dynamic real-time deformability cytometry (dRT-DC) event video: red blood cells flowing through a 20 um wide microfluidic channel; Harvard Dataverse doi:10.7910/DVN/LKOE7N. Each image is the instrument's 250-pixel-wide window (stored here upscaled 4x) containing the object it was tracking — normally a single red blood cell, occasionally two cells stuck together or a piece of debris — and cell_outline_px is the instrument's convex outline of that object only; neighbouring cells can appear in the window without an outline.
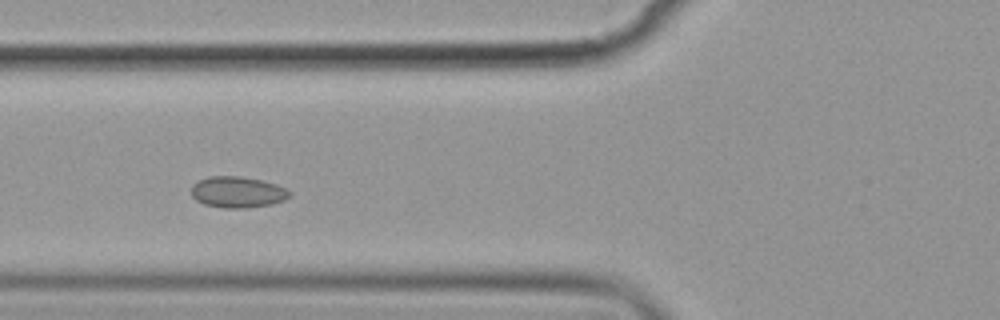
{"species": "common noctule bat (a hibernating species)", "species_latin": "Nyctalus noctula", "temperature_condition": "cold", "stored_images_in_passage": 6, "camera_frame_rate_fps": 3000, "um_per_image_px": 0.085, "animal": {"sex": "female", "body_mass_g": 19.9}, "frame": {"image": 1, "passage_image": 5, "time_ms": 5.0, "image_size_px": [1000, 320], "cell_outline_px": [[292, 196], [284, 200], [272, 204], [244, 208], [224, 208], [204, 204], [196, 200], [192, 196], [192, 184], [196, 180], [208, 176], [236, 176], [260, 180], [276, 184], [292, 192]], "centroid_in_image_um": [20.18, 16.33], "position_along_channel_um": 105.6, "area_um2": 17.92}}
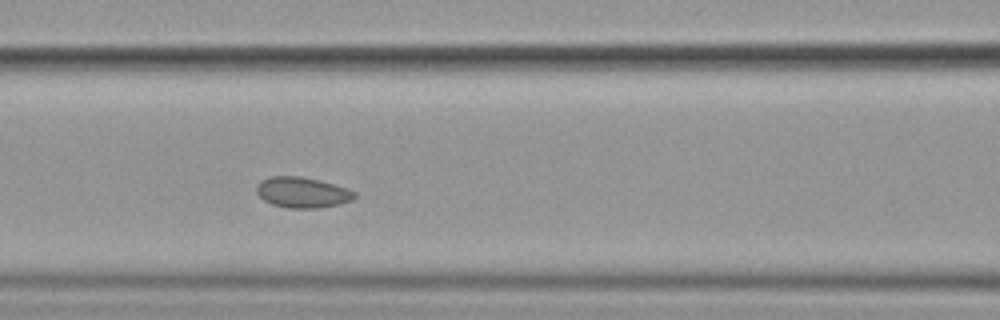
{"frame": {"image": 2, "passage_image": 6, "time_ms": 6.0, "image_size_px": [1000, 320], "cell_outline_px": [[356, 196], [352, 200], [340, 204], [320, 208], [288, 208], [272, 204], [264, 200], [256, 192], [256, 184], [260, 180], [268, 176], [300, 176], [320, 180], [348, 188], [356, 192]], "centroid_in_image_um": [25.69, 16.35], "position_along_channel_um": 140.9, "area_um2": 17.74}}